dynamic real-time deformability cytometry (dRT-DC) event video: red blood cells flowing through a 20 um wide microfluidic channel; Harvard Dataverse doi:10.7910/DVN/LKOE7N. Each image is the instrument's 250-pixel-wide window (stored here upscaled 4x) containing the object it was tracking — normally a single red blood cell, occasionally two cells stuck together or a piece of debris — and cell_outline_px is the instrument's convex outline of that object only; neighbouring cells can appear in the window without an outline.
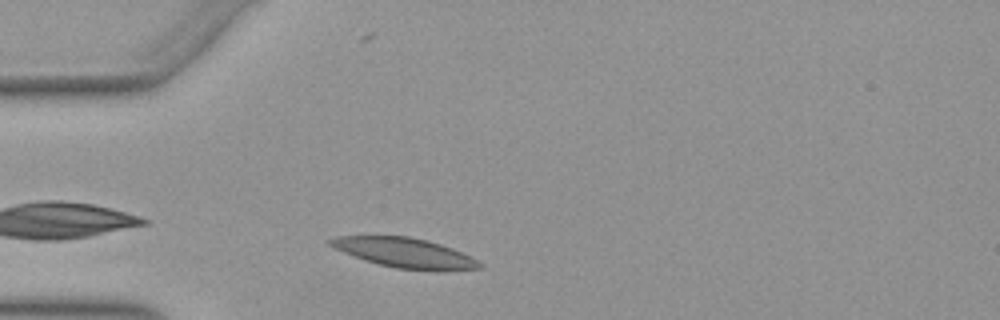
{"species": "Egyptian fruit bat (a non-hibernating species)", "species_latin": "Rousettus aegyptiacus", "temperature_condition": "warm", "stored_images_in_passage": 31, "camera_frame_rate_fps": 3000, "um_per_image_px": 0.085, "animal": {"sex": "female"}, "frame": {"image": 1, "passage_image": 3, "time_ms": 0.667, "image_size_px": [1000, 320], "cell_outline_px": [[484, 268], [396, 268], [364, 260], [344, 252], [328, 244], [324, 240], [336, 236], [408, 236], [428, 240], [452, 248], [484, 264]], "centroid_in_image_um": [34.28, 21.43], "position_along_channel_um": 50.7, "area_um2": 24.8}}
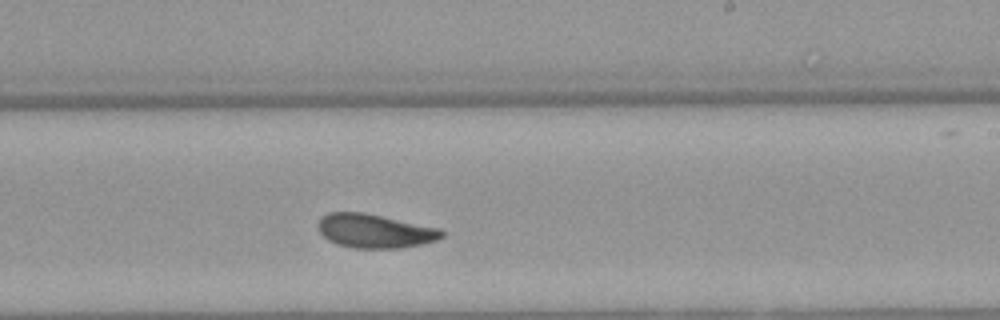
{"frame": {"image": 2, "passage_image": 20, "time_ms": 6.333, "image_size_px": [1000, 320], "cell_outline_px": [[444, 236], [436, 240], [420, 244], [396, 248], [352, 248], [336, 244], [328, 240], [316, 228], [316, 224], [320, 216], [328, 212], [364, 212], [440, 228], [444, 232]], "centroid_in_image_um": [31.8, 19.62], "position_along_channel_um": 257.2, "area_um2": 24.62}}
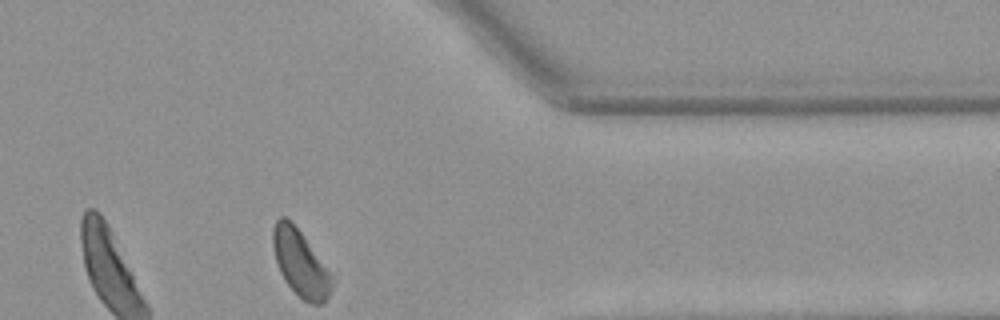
{"frame": {"image": 3, "passage_image": 31, "time_ms": 10.0, "image_size_px": [1000, 320], "cell_outline_px": [[332, 288], [324, 304], [312, 304], [304, 300], [288, 284], [280, 272], [276, 260], [272, 244], [272, 228], [276, 220], [280, 216], [284, 216], [300, 232], [332, 276]], "centroid_in_image_um": [25.51, 22.38], "position_along_channel_um": 385.9, "area_um2": 22.08}, "authors_computed_cell_mechanics": {"area_um2": 24.6228, "velocity_mm_per_s": 3.8857, "shape_relaxation_time_tau1_ms": 5.8254, "shape_relaxation_time_tau2_ms": 2.3948, "deformation_change_tau1": 0.1308, "deformation_change_tau2": 0.0849}}